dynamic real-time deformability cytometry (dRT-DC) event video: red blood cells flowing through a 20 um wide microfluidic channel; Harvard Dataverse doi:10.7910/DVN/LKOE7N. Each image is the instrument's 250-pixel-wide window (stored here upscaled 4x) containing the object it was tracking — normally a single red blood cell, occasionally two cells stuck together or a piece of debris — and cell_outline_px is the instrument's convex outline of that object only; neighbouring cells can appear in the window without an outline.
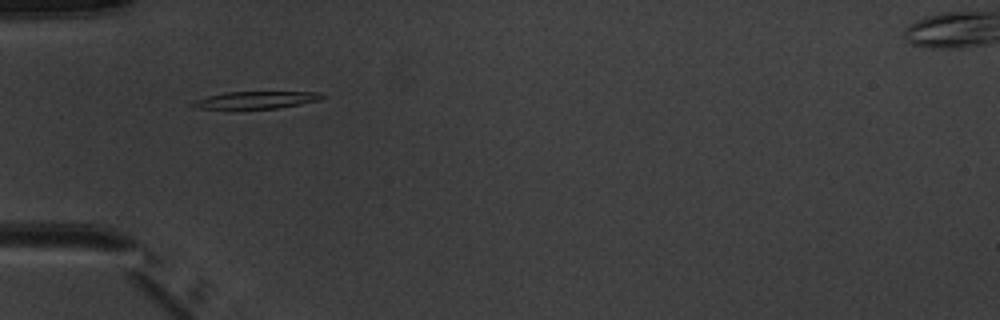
{"species": "common noctule bat (a hibernating species)", "species_latin": "Nyctalus noctula", "temperature_condition": "warm", "stored_images_in_passage": 3, "camera_frame_rate_fps": 3000, "um_per_image_px": 0.085, "animal": {"sex": "male", "body_mass_g": 20.1, "forearm_length_mm": 53.5}, "frame": {"image": 1, "passage_image": 1, "time_ms": 0.0, "image_size_px": [1000, 320], "cell_outline_px": [[328, 96], [320, 100], [300, 104], [276, 108], [200, 108], [188, 104], [196, 100], [208, 96], [224, 92], [320, 92]], "centroid_in_image_um": [21.83, 8.48], "position_along_channel_um": 63.2, "area_um2": 12.77}}
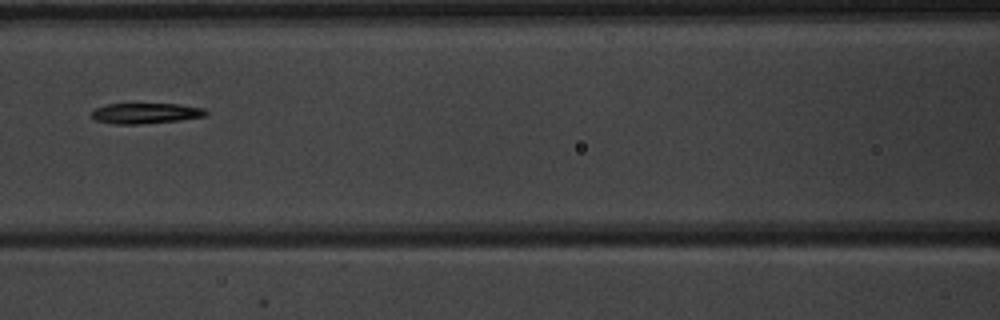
{"frame": {"image": 2, "passage_image": 3, "time_ms": 2.333, "image_size_px": [1000, 320], "cell_outline_px": [[208, 116], [180, 120], [140, 124], [116, 124], [96, 120], [92, 116], [92, 112], [96, 108], [104, 104], [176, 104], [204, 108], [208, 112]], "centroid_in_image_um": [12.42, 9.63], "position_along_channel_um": 154.2, "area_um2": 13.64}}